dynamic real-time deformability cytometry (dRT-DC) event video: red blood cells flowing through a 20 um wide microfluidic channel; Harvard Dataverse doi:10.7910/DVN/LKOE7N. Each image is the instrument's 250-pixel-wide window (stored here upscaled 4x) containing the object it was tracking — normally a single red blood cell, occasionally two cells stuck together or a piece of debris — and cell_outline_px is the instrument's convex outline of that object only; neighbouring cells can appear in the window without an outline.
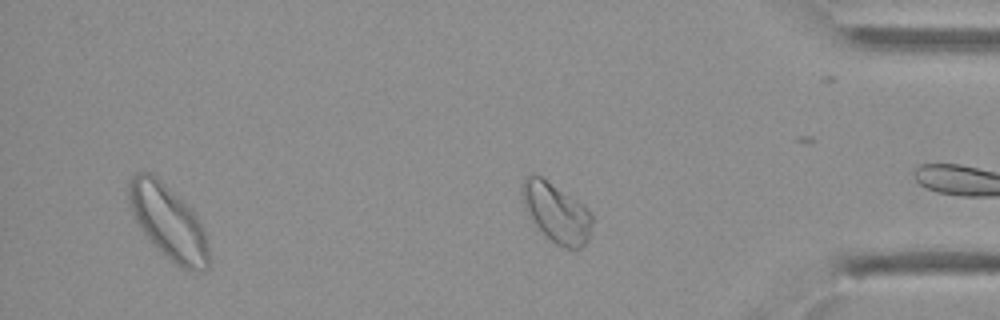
{"species": "Egyptian fruit bat (a non-hibernating species)", "species_latin": "Rousettus aegyptiacus", "temperature_condition": "cold", "stored_images_in_passage": 34, "segment_of_instrument_passage": [2, 2], "camera_frame_rate_fps": 3000, "um_per_image_px": 0.085, "animal": {"sex": "female"}, "frame": {"image": 1, "passage_image": 34, "time_ms": 11.0, "image_size_px": [1000, 320], "cell_outline_px": [[592, 224], [588, 240], [580, 248], [564, 248], [556, 244], [528, 216], [524, 208], [520, 192], [520, 188], [524, 176], [528, 172], [536, 172], [584, 204], [588, 208], [592, 216]], "centroid_in_image_um": [47.25, 17.99], "position_along_channel_um": 388.0, "area_um2": 24.62}}